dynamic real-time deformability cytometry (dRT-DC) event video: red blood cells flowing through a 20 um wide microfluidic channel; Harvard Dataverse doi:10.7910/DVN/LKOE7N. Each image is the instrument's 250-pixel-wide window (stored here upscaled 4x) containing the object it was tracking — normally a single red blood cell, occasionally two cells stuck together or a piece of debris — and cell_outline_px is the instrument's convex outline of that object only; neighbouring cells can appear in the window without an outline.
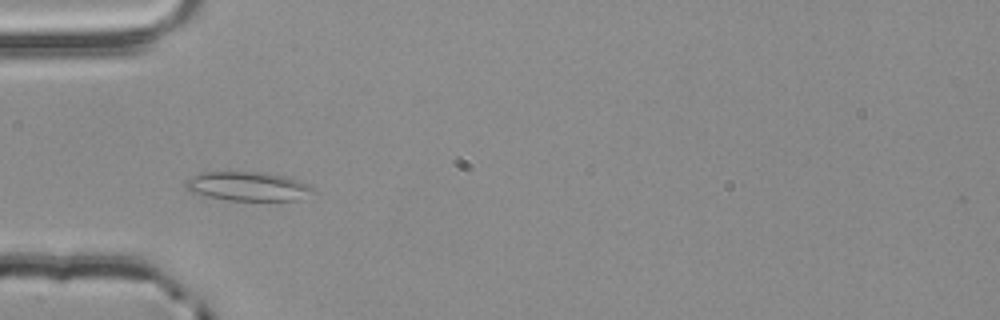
{"species": "common noctule bat (a hibernating species)", "species_latin": "Nyctalus noctula", "temperature_condition": "room temperature", "stored_images_in_passage": 49, "camera_frame_rate_fps": 3000, "um_per_image_px": 0.085, "animal": {"sex": "male", "body_mass_g": 20.4}, "frame": {"image": 1, "passage_image": 12, "time_ms": 3.667, "image_size_px": [1000, 320], "cell_outline_px": [[320, 192], [300, 200], [228, 200], [208, 196], [192, 192], [184, 188], [184, 180], [192, 176], [204, 172], [260, 172], [288, 176], [308, 184], [316, 188]], "centroid_in_image_um": [21.16, 15.84], "position_along_channel_um": 63.8, "area_um2": 21.96}}
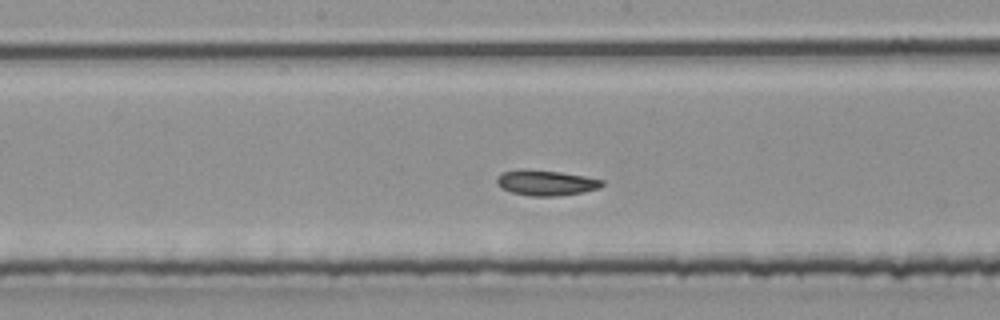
{"frame": {"image": 2, "passage_image": 23, "time_ms": 7.333, "image_size_px": [1000, 320], "cell_outline_px": [[604, 184], [600, 188], [584, 192], [556, 196], [532, 196], [512, 192], [500, 188], [496, 184], [496, 176], [500, 172], [524, 168], [560, 172], [584, 176], [604, 180]], "centroid_in_image_um": [46.37, 15.52], "position_along_channel_um": 201.8, "area_um2": 15.84}}
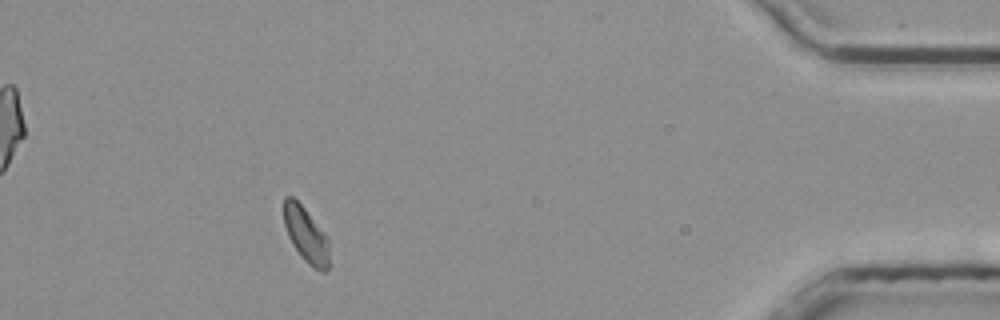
{"frame": {"image": 3, "passage_image": 44, "time_ms": 14.333, "image_size_px": [1000, 320], "cell_outline_px": [[328, 272], [320, 272], [312, 268], [300, 256], [292, 244], [288, 236], [284, 224], [284, 196], [292, 196], [304, 208], [324, 232], [328, 240]], "centroid_in_image_um": [26.0, 20.0], "position_along_channel_um": 409.2, "area_um2": 14.62}}